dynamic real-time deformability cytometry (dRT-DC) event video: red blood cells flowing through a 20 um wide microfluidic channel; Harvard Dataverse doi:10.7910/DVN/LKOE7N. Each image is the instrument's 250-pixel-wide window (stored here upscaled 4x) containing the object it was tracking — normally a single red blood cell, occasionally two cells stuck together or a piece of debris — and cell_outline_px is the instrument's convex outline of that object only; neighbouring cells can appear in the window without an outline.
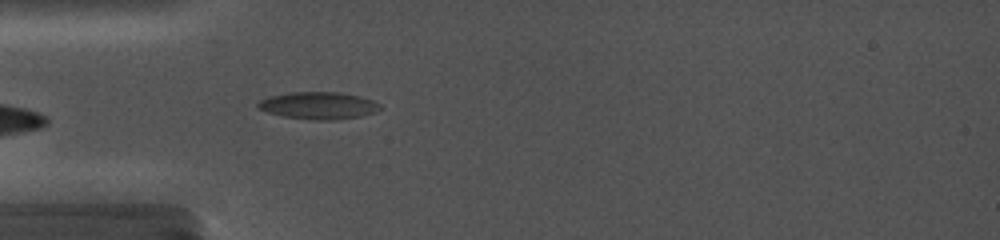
{"species": "common noctule bat (a hibernating species)", "species_latin": "Nyctalus noctula", "temperature_condition": "cold", "stored_images_in_passage": 11, "camera_frame_rate_fps": 5000, "um_per_image_px": 0.085, "animal": {"sex": "female", "body_mass_g": 19.0, "forearm_length_mm": 56.7}, "frame": {"image": 1, "passage_image": 4, "time_ms": 1.0, "image_size_px": [1000, 240], "cell_outline_px": [[380, 108], [376, 112], [360, 116], [336, 120], [316, 120], [284, 116], [268, 112], [260, 108], [256, 104], [260, 100], [268, 96], [288, 92], [340, 92], [360, 96], [372, 100], [380, 104]], "centroid_in_image_um": [27.08, 8.96], "position_along_channel_um": 57.9, "area_um2": 19.31}}
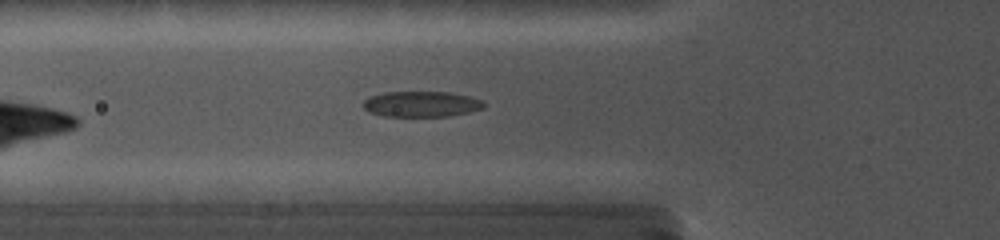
{"frame": {"image": 2, "passage_image": 7, "time_ms": 2.0, "image_size_px": [1000, 240], "cell_outline_px": [[484, 108], [468, 112], [448, 116], [384, 116], [368, 112], [360, 104], [368, 96], [384, 92], [448, 92], [468, 96], [484, 100]], "centroid_in_image_um": [35.77, 8.84], "position_along_channel_um": 90.0, "area_um2": 18.15}}